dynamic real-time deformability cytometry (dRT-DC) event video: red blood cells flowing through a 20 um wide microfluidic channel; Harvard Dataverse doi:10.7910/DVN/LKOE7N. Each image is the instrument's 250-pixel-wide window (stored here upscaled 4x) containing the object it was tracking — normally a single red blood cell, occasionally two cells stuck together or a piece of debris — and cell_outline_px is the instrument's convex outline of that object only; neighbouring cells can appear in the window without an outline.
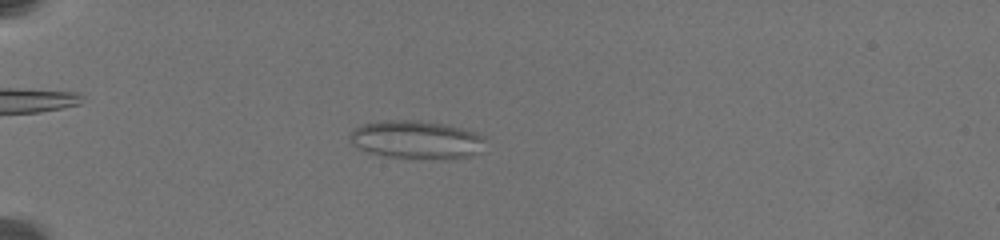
{"species": "common noctule bat (a hibernating species)", "species_latin": "Nyctalus noctula", "temperature_condition": "warm", "stored_images_in_passage": 10, "camera_frame_rate_fps": 3000, "um_per_image_px": 0.085, "animal": {"sex": "female", "body_mass_g": 19.5, "forearm_length_mm": 54.1}, "frame": {"image": 1, "passage_image": 4, "time_ms": 2.333, "image_size_px": [1000, 240], "cell_outline_px": [[484, 140], [472, 156], [444, 160], [384, 156], [368, 152], [356, 148], [352, 144], [348, 136], [356, 128], [364, 124], [392, 120], [416, 120], [440, 124], [460, 128], [484, 136]], "centroid_in_image_um": [35.33, 11.9], "position_along_channel_um": 49.7, "area_um2": 29.71}}
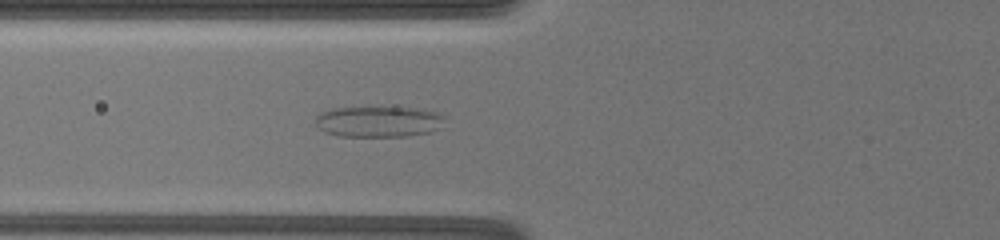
{"frame": {"image": 2, "passage_image": 7, "time_ms": 4.667, "image_size_px": [1000, 240], "cell_outline_px": [[444, 128], [432, 132], [408, 136], [336, 136], [324, 132], [316, 124], [316, 116], [320, 112], [336, 108], [416, 108], [432, 112], [444, 116]], "centroid_in_image_um": [32.2, 10.36], "position_along_channel_um": 93.6, "area_um2": 23.24}}
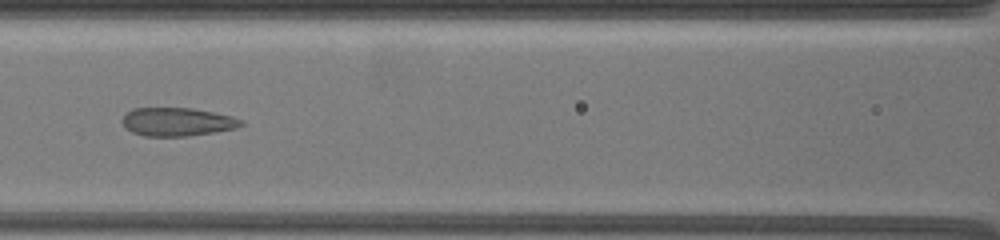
{"frame": {"image": 3, "passage_image": 9, "time_ms": 6.333, "image_size_px": [1000, 240], "cell_outline_px": [[244, 124], [236, 128], [188, 136], [144, 136], [132, 132], [120, 120], [132, 108], [192, 108], [232, 116], [244, 120]], "centroid_in_image_um": [15.08, 10.35], "position_along_channel_um": 151.5, "area_um2": 19.54}}